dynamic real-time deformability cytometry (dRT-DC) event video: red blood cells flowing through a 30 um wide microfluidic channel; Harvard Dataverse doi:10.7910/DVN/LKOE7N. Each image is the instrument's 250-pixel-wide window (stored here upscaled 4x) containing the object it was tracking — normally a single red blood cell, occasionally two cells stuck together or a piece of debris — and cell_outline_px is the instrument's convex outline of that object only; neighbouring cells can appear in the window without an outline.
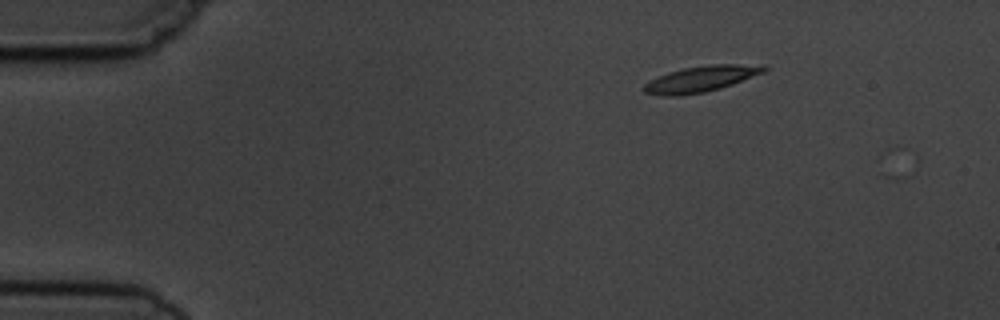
{"species": "common noctule bat (a hibernating species)", "species_latin": "Nyctalus noctula", "temperature_condition": "cold", "stored_images_in_passage": 3, "camera_frame_rate_fps": 3000, "um_per_image_px": 0.085, "animal": {"sex": "male", "body_mass_g": 19.5, "forearm_length_mm": 54.6}, "frame": {"image": 1, "passage_image": 1, "time_ms": 0.0, "image_size_px": [1000, 320], "cell_outline_px": [[768, 68], [764, 72], [732, 84], [720, 88], [704, 92], [680, 96], [664, 96], [644, 92], [644, 84], [648, 80], [668, 72], [684, 68], [712, 64], [764, 64]], "centroid_in_image_um": [59.58, 6.7], "position_along_channel_um": 25.4, "area_um2": 18.15}}